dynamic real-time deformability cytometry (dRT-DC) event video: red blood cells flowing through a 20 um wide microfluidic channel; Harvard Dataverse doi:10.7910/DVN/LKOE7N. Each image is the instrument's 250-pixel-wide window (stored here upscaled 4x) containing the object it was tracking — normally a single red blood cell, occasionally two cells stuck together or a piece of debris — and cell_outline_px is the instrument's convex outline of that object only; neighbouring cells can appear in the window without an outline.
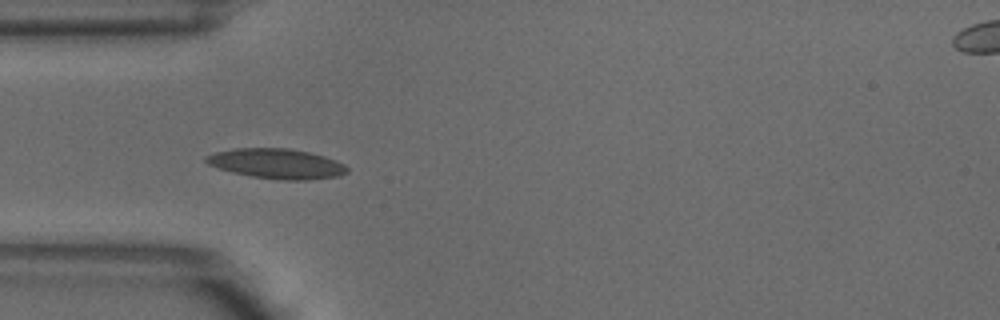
{"species": "common noctule bat (a hibernating species)", "species_latin": "Nyctalus noctula", "temperature_condition": "warm", "stored_images_in_passage": 4, "camera_frame_rate_fps": 3000, "um_per_image_px": 0.085, "animal": {"sex": "male", "body_mass_g": 18.8}, "frame": {"image": 1, "passage_image": 3, "time_ms": 0.667, "image_size_px": [1000, 320], "cell_outline_px": [[348, 172], [340, 176], [308, 180], [284, 180], [252, 176], [232, 172], [208, 164], [204, 160], [204, 156], [216, 152], [232, 148], [292, 148], [324, 156], [336, 160], [344, 164], [348, 168]], "centroid_in_image_um": [23.53, 13.9], "position_along_channel_um": 61.5, "area_um2": 24.68}}